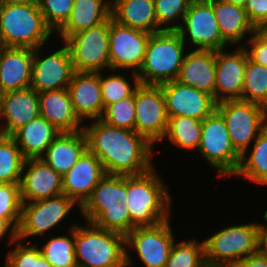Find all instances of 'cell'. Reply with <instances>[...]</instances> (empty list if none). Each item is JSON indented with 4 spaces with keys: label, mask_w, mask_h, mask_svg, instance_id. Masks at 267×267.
I'll return each mask as SVG.
<instances>
[{
    "label": "cell",
    "mask_w": 267,
    "mask_h": 267,
    "mask_svg": "<svg viewBox=\"0 0 267 267\" xmlns=\"http://www.w3.org/2000/svg\"><path fill=\"white\" fill-rule=\"evenodd\" d=\"M175 31L189 50L217 51L229 47L221 37L212 4L208 0H192Z\"/></svg>",
    "instance_id": "4fadbf2b"
},
{
    "label": "cell",
    "mask_w": 267,
    "mask_h": 267,
    "mask_svg": "<svg viewBox=\"0 0 267 267\" xmlns=\"http://www.w3.org/2000/svg\"><path fill=\"white\" fill-rule=\"evenodd\" d=\"M105 174L101 161L87 149L62 177L63 194L81 207Z\"/></svg>",
    "instance_id": "ffe728a7"
},
{
    "label": "cell",
    "mask_w": 267,
    "mask_h": 267,
    "mask_svg": "<svg viewBox=\"0 0 267 267\" xmlns=\"http://www.w3.org/2000/svg\"><path fill=\"white\" fill-rule=\"evenodd\" d=\"M126 198L127 175L105 174L81 206V219L100 229L126 236L131 231Z\"/></svg>",
    "instance_id": "3957f363"
},
{
    "label": "cell",
    "mask_w": 267,
    "mask_h": 267,
    "mask_svg": "<svg viewBox=\"0 0 267 267\" xmlns=\"http://www.w3.org/2000/svg\"><path fill=\"white\" fill-rule=\"evenodd\" d=\"M245 179L251 183L267 186V125L258 134L251 146L241 155L233 178Z\"/></svg>",
    "instance_id": "4dcf8cb0"
},
{
    "label": "cell",
    "mask_w": 267,
    "mask_h": 267,
    "mask_svg": "<svg viewBox=\"0 0 267 267\" xmlns=\"http://www.w3.org/2000/svg\"><path fill=\"white\" fill-rule=\"evenodd\" d=\"M148 32L118 24L109 18V58L110 69L138 73L142 67Z\"/></svg>",
    "instance_id": "2e32d148"
},
{
    "label": "cell",
    "mask_w": 267,
    "mask_h": 267,
    "mask_svg": "<svg viewBox=\"0 0 267 267\" xmlns=\"http://www.w3.org/2000/svg\"><path fill=\"white\" fill-rule=\"evenodd\" d=\"M223 2H226V3H230V4H234V5H237V6H241V7H245L246 3L248 2V0H221Z\"/></svg>",
    "instance_id": "681fc988"
},
{
    "label": "cell",
    "mask_w": 267,
    "mask_h": 267,
    "mask_svg": "<svg viewBox=\"0 0 267 267\" xmlns=\"http://www.w3.org/2000/svg\"><path fill=\"white\" fill-rule=\"evenodd\" d=\"M247 58L243 46H229L216 51V103L242 99Z\"/></svg>",
    "instance_id": "e0dca14e"
},
{
    "label": "cell",
    "mask_w": 267,
    "mask_h": 267,
    "mask_svg": "<svg viewBox=\"0 0 267 267\" xmlns=\"http://www.w3.org/2000/svg\"><path fill=\"white\" fill-rule=\"evenodd\" d=\"M171 222L169 218L157 225L131 230L125 236L126 267H135L138 260L141 267H165L177 237Z\"/></svg>",
    "instance_id": "ba28073f"
},
{
    "label": "cell",
    "mask_w": 267,
    "mask_h": 267,
    "mask_svg": "<svg viewBox=\"0 0 267 267\" xmlns=\"http://www.w3.org/2000/svg\"><path fill=\"white\" fill-rule=\"evenodd\" d=\"M111 16L126 27L148 33L163 31L157 25L153 0H112Z\"/></svg>",
    "instance_id": "f1b7e54d"
},
{
    "label": "cell",
    "mask_w": 267,
    "mask_h": 267,
    "mask_svg": "<svg viewBox=\"0 0 267 267\" xmlns=\"http://www.w3.org/2000/svg\"><path fill=\"white\" fill-rule=\"evenodd\" d=\"M83 223L74 227L78 267H126L125 236Z\"/></svg>",
    "instance_id": "52a82bcc"
},
{
    "label": "cell",
    "mask_w": 267,
    "mask_h": 267,
    "mask_svg": "<svg viewBox=\"0 0 267 267\" xmlns=\"http://www.w3.org/2000/svg\"><path fill=\"white\" fill-rule=\"evenodd\" d=\"M216 51L188 50L176 81L211 95L215 100Z\"/></svg>",
    "instance_id": "603a6c76"
},
{
    "label": "cell",
    "mask_w": 267,
    "mask_h": 267,
    "mask_svg": "<svg viewBox=\"0 0 267 267\" xmlns=\"http://www.w3.org/2000/svg\"><path fill=\"white\" fill-rule=\"evenodd\" d=\"M134 103L135 131L157 147L166 134L169 120L161 87L140 84L134 92Z\"/></svg>",
    "instance_id": "9a60e30c"
},
{
    "label": "cell",
    "mask_w": 267,
    "mask_h": 267,
    "mask_svg": "<svg viewBox=\"0 0 267 267\" xmlns=\"http://www.w3.org/2000/svg\"><path fill=\"white\" fill-rule=\"evenodd\" d=\"M22 203L63 194L62 176L41 158L25 159L19 182Z\"/></svg>",
    "instance_id": "d6986e66"
},
{
    "label": "cell",
    "mask_w": 267,
    "mask_h": 267,
    "mask_svg": "<svg viewBox=\"0 0 267 267\" xmlns=\"http://www.w3.org/2000/svg\"><path fill=\"white\" fill-rule=\"evenodd\" d=\"M78 223V221H72V225H69L68 228H66L68 231L65 233L64 231H60L59 235H56L58 233H55L53 236V232L49 237H41L37 240L38 242L35 239L34 242L39 247L41 254L52 267H78L74 251V227ZM42 238L45 240L44 242L42 241ZM39 241L40 243L42 242L41 244L43 245H41Z\"/></svg>",
    "instance_id": "1f68e13d"
},
{
    "label": "cell",
    "mask_w": 267,
    "mask_h": 267,
    "mask_svg": "<svg viewBox=\"0 0 267 267\" xmlns=\"http://www.w3.org/2000/svg\"><path fill=\"white\" fill-rule=\"evenodd\" d=\"M245 43L243 47L247 52L248 58L257 64L267 67V40L256 31Z\"/></svg>",
    "instance_id": "7bdbcfd3"
},
{
    "label": "cell",
    "mask_w": 267,
    "mask_h": 267,
    "mask_svg": "<svg viewBox=\"0 0 267 267\" xmlns=\"http://www.w3.org/2000/svg\"><path fill=\"white\" fill-rule=\"evenodd\" d=\"M57 43L61 46H55V51L51 47L46 55L44 48H48L47 45L34 49L30 87L38 94L67 89L75 72L67 45L58 39Z\"/></svg>",
    "instance_id": "5bb4252c"
},
{
    "label": "cell",
    "mask_w": 267,
    "mask_h": 267,
    "mask_svg": "<svg viewBox=\"0 0 267 267\" xmlns=\"http://www.w3.org/2000/svg\"><path fill=\"white\" fill-rule=\"evenodd\" d=\"M86 150L87 138L84 130L61 132L41 159L63 177Z\"/></svg>",
    "instance_id": "4316f807"
},
{
    "label": "cell",
    "mask_w": 267,
    "mask_h": 267,
    "mask_svg": "<svg viewBox=\"0 0 267 267\" xmlns=\"http://www.w3.org/2000/svg\"><path fill=\"white\" fill-rule=\"evenodd\" d=\"M233 267H267V258L259 250L237 262Z\"/></svg>",
    "instance_id": "bcb514c9"
},
{
    "label": "cell",
    "mask_w": 267,
    "mask_h": 267,
    "mask_svg": "<svg viewBox=\"0 0 267 267\" xmlns=\"http://www.w3.org/2000/svg\"><path fill=\"white\" fill-rule=\"evenodd\" d=\"M188 50L176 31L151 33L142 67L137 73L140 83L159 86L177 80Z\"/></svg>",
    "instance_id": "8992f818"
},
{
    "label": "cell",
    "mask_w": 267,
    "mask_h": 267,
    "mask_svg": "<svg viewBox=\"0 0 267 267\" xmlns=\"http://www.w3.org/2000/svg\"><path fill=\"white\" fill-rule=\"evenodd\" d=\"M5 239L10 247L18 239V230L8 220L0 218V245Z\"/></svg>",
    "instance_id": "f6af8a7d"
},
{
    "label": "cell",
    "mask_w": 267,
    "mask_h": 267,
    "mask_svg": "<svg viewBox=\"0 0 267 267\" xmlns=\"http://www.w3.org/2000/svg\"><path fill=\"white\" fill-rule=\"evenodd\" d=\"M39 115L38 93L31 87L5 92L0 110V134L12 136Z\"/></svg>",
    "instance_id": "7402d4cb"
},
{
    "label": "cell",
    "mask_w": 267,
    "mask_h": 267,
    "mask_svg": "<svg viewBox=\"0 0 267 267\" xmlns=\"http://www.w3.org/2000/svg\"><path fill=\"white\" fill-rule=\"evenodd\" d=\"M4 91L3 89L0 87V110H1V107H2V102H3V97H4Z\"/></svg>",
    "instance_id": "816d5d0a"
},
{
    "label": "cell",
    "mask_w": 267,
    "mask_h": 267,
    "mask_svg": "<svg viewBox=\"0 0 267 267\" xmlns=\"http://www.w3.org/2000/svg\"><path fill=\"white\" fill-rule=\"evenodd\" d=\"M80 208L73 199L65 194L35 202L22 203L18 240L24 242H31L32 240L33 243L35 238L45 237L46 234V236L51 235L54 229H58L59 234L61 224L70 221L69 217L73 218L72 215L75 216L74 211H79L80 214Z\"/></svg>",
    "instance_id": "9c48e42d"
},
{
    "label": "cell",
    "mask_w": 267,
    "mask_h": 267,
    "mask_svg": "<svg viewBox=\"0 0 267 267\" xmlns=\"http://www.w3.org/2000/svg\"><path fill=\"white\" fill-rule=\"evenodd\" d=\"M111 8V0H74L69 18L55 38L64 42L73 34L103 23L111 17Z\"/></svg>",
    "instance_id": "83f0119b"
},
{
    "label": "cell",
    "mask_w": 267,
    "mask_h": 267,
    "mask_svg": "<svg viewBox=\"0 0 267 267\" xmlns=\"http://www.w3.org/2000/svg\"><path fill=\"white\" fill-rule=\"evenodd\" d=\"M34 49L3 47L0 55V87L4 92L30 87Z\"/></svg>",
    "instance_id": "cb8c5ba5"
},
{
    "label": "cell",
    "mask_w": 267,
    "mask_h": 267,
    "mask_svg": "<svg viewBox=\"0 0 267 267\" xmlns=\"http://www.w3.org/2000/svg\"><path fill=\"white\" fill-rule=\"evenodd\" d=\"M197 154L220 180L232 178L239 167L241 155L233 147L225 121L216 110L202 120Z\"/></svg>",
    "instance_id": "30bf717a"
},
{
    "label": "cell",
    "mask_w": 267,
    "mask_h": 267,
    "mask_svg": "<svg viewBox=\"0 0 267 267\" xmlns=\"http://www.w3.org/2000/svg\"><path fill=\"white\" fill-rule=\"evenodd\" d=\"M157 25L175 31L183 21L192 0H153Z\"/></svg>",
    "instance_id": "f35d334b"
},
{
    "label": "cell",
    "mask_w": 267,
    "mask_h": 267,
    "mask_svg": "<svg viewBox=\"0 0 267 267\" xmlns=\"http://www.w3.org/2000/svg\"><path fill=\"white\" fill-rule=\"evenodd\" d=\"M67 89L74 111L83 123L102 117L104 105L99 73L75 71Z\"/></svg>",
    "instance_id": "44dd1931"
},
{
    "label": "cell",
    "mask_w": 267,
    "mask_h": 267,
    "mask_svg": "<svg viewBox=\"0 0 267 267\" xmlns=\"http://www.w3.org/2000/svg\"><path fill=\"white\" fill-rule=\"evenodd\" d=\"M55 38L37 4L0 6V44L3 47L31 48L50 44Z\"/></svg>",
    "instance_id": "5b68a950"
},
{
    "label": "cell",
    "mask_w": 267,
    "mask_h": 267,
    "mask_svg": "<svg viewBox=\"0 0 267 267\" xmlns=\"http://www.w3.org/2000/svg\"><path fill=\"white\" fill-rule=\"evenodd\" d=\"M257 32L265 39L267 40V23L259 26L257 28Z\"/></svg>",
    "instance_id": "f907efd6"
},
{
    "label": "cell",
    "mask_w": 267,
    "mask_h": 267,
    "mask_svg": "<svg viewBox=\"0 0 267 267\" xmlns=\"http://www.w3.org/2000/svg\"><path fill=\"white\" fill-rule=\"evenodd\" d=\"M24 162L15 139L0 134V183H19Z\"/></svg>",
    "instance_id": "d590c367"
},
{
    "label": "cell",
    "mask_w": 267,
    "mask_h": 267,
    "mask_svg": "<svg viewBox=\"0 0 267 267\" xmlns=\"http://www.w3.org/2000/svg\"><path fill=\"white\" fill-rule=\"evenodd\" d=\"M38 0H0L1 5L9 4H37Z\"/></svg>",
    "instance_id": "c3c4849f"
},
{
    "label": "cell",
    "mask_w": 267,
    "mask_h": 267,
    "mask_svg": "<svg viewBox=\"0 0 267 267\" xmlns=\"http://www.w3.org/2000/svg\"><path fill=\"white\" fill-rule=\"evenodd\" d=\"M21 210L19 183H0V218L8 220L18 230Z\"/></svg>",
    "instance_id": "60d3db41"
},
{
    "label": "cell",
    "mask_w": 267,
    "mask_h": 267,
    "mask_svg": "<svg viewBox=\"0 0 267 267\" xmlns=\"http://www.w3.org/2000/svg\"><path fill=\"white\" fill-rule=\"evenodd\" d=\"M242 100L259 104L267 109V67L247 58Z\"/></svg>",
    "instance_id": "8d00e7d4"
},
{
    "label": "cell",
    "mask_w": 267,
    "mask_h": 267,
    "mask_svg": "<svg viewBox=\"0 0 267 267\" xmlns=\"http://www.w3.org/2000/svg\"><path fill=\"white\" fill-rule=\"evenodd\" d=\"M61 132L39 115L18 129L12 137L25 159L41 158Z\"/></svg>",
    "instance_id": "f546056e"
},
{
    "label": "cell",
    "mask_w": 267,
    "mask_h": 267,
    "mask_svg": "<svg viewBox=\"0 0 267 267\" xmlns=\"http://www.w3.org/2000/svg\"><path fill=\"white\" fill-rule=\"evenodd\" d=\"M31 243L18 239L14 241L6 251L3 267H52L41 254L37 244Z\"/></svg>",
    "instance_id": "74e56055"
},
{
    "label": "cell",
    "mask_w": 267,
    "mask_h": 267,
    "mask_svg": "<svg viewBox=\"0 0 267 267\" xmlns=\"http://www.w3.org/2000/svg\"><path fill=\"white\" fill-rule=\"evenodd\" d=\"M99 80L104 108L132 96L141 84L137 73L112 69L99 72Z\"/></svg>",
    "instance_id": "836d02e7"
},
{
    "label": "cell",
    "mask_w": 267,
    "mask_h": 267,
    "mask_svg": "<svg viewBox=\"0 0 267 267\" xmlns=\"http://www.w3.org/2000/svg\"><path fill=\"white\" fill-rule=\"evenodd\" d=\"M244 9L256 29L267 23V0H248Z\"/></svg>",
    "instance_id": "ee69618b"
},
{
    "label": "cell",
    "mask_w": 267,
    "mask_h": 267,
    "mask_svg": "<svg viewBox=\"0 0 267 267\" xmlns=\"http://www.w3.org/2000/svg\"><path fill=\"white\" fill-rule=\"evenodd\" d=\"M87 149L102 163L108 175H138L155 166L154 150L136 131L111 126L101 119L84 123Z\"/></svg>",
    "instance_id": "6da1fadb"
},
{
    "label": "cell",
    "mask_w": 267,
    "mask_h": 267,
    "mask_svg": "<svg viewBox=\"0 0 267 267\" xmlns=\"http://www.w3.org/2000/svg\"><path fill=\"white\" fill-rule=\"evenodd\" d=\"M159 86L165 97L168 117L187 116L202 121L216 110L214 98L198 89L176 80Z\"/></svg>",
    "instance_id": "ac0fdd59"
},
{
    "label": "cell",
    "mask_w": 267,
    "mask_h": 267,
    "mask_svg": "<svg viewBox=\"0 0 267 267\" xmlns=\"http://www.w3.org/2000/svg\"><path fill=\"white\" fill-rule=\"evenodd\" d=\"M199 239L176 240L165 267H207L204 240Z\"/></svg>",
    "instance_id": "e575fe53"
},
{
    "label": "cell",
    "mask_w": 267,
    "mask_h": 267,
    "mask_svg": "<svg viewBox=\"0 0 267 267\" xmlns=\"http://www.w3.org/2000/svg\"><path fill=\"white\" fill-rule=\"evenodd\" d=\"M2 48H3V46L0 44V55H1Z\"/></svg>",
    "instance_id": "f5cc1de1"
},
{
    "label": "cell",
    "mask_w": 267,
    "mask_h": 267,
    "mask_svg": "<svg viewBox=\"0 0 267 267\" xmlns=\"http://www.w3.org/2000/svg\"><path fill=\"white\" fill-rule=\"evenodd\" d=\"M216 111L223 117L231 143L240 155L267 125V109L242 99L217 103Z\"/></svg>",
    "instance_id": "8fae6325"
},
{
    "label": "cell",
    "mask_w": 267,
    "mask_h": 267,
    "mask_svg": "<svg viewBox=\"0 0 267 267\" xmlns=\"http://www.w3.org/2000/svg\"><path fill=\"white\" fill-rule=\"evenodd\" d=\"M168 128L160 144L168 142L183 152H197L201 139L202 121L187 117H168Z\"/></svg>",
    "instance_id": "d6a6232c"
},
{
    "label": "cell",
    "mask_w": 267,
    "mask_h": 267,
    "mask_svg": "<svg viewBox=\"0 0 267 267\" xmlns=\"http://www.w3.org/2000/svg\"><path fill=\"white\" fill-rule=\"evenodd\" d=\"M259 250L267 258V218L264 220L261 231H260Z\"/></svg>",
    "instance_id": "7dc6e473"
},
{
    "label": "cell",
    "mask_w": 267,
    "mask_h": 267,
    "mask_svg": "<svg viewBox=\"0 0 267 267\" xmlns=\"http://www.w3.org/2000/svg\"><path fill=\"white\" fill-rule=\"evenodd\" d=\"M40 115L60 132L83 130L84 123L76 115L68 89L38 94Z\"/></svg>",
    "instance_id": "484cf974"
},
{
    "label": "cell",
    "mask_w": 267,
    "mask_h": 267,
    "mask_svg": "<svg viewBox=\"0 0 267 267\" xmlns=\"http://www.w3.org/2000/svg\"><path fill=\"white\" fill-rule=\"evenodd\" d=\"M67 45L76 72L99 73L110 70L109 19L68 37Z\"/></svg>",
    "instance_id": "7c38bea8"
},
{
    "label": "cell",
    "mask_w": 267,
    "mask_h": 267,
    "mask_svg": "<svg viewBox=\"0 0 267 267\" xmlns=\"http://www.w3.org/2000/svg\"><path fill=\"white\" fill-rule=\"evenodd\" d=\"M155 165L138 175H127V209L131 230L138 226H153L172 218L173 197L165 177ZM159 173V174H158Z\"/></svg>",
    "instance_id": "7a4b0ae2"
},
{
    "label": "cell",
    "mask_w": 267,
    "mask_h": 267,
    "mask_svg": "<svg viewBox=\"0 0 267 267\" xmlns=\"http://www.w3.org/2000/svg\"><path fill=\"white\" fill-rule=\"evenodd\" d=\"M208 1L212 4L221 37L230 47L243 46L245 41L257 31L243 7L221 0Z\"/></svg>",
    "instance_id": "d4e9b609"
},
{
    "label": "cell",
    "mask_w": 267,
    "mask_h": 267,
    "mask_svg": "<svg viewBox=\"0 0 267 267\" xmlns=\"http://www.w3.org/2000/svg\"><path fill=\"white\" fill-rule=\"evenodd\" d=\"M260 222L249 221L219 228L204 239L205 261L210 267H233L237 262L259 251L260 231L267 210Z\"/></svg>",
    "instance_id": "277c9868"
},
{
    "label": "cell",
    "mask_w": 267,
    "mask_h": 267,
    "mask_svg": "<svg viewBox=\"0 0 267 267\" xmlns=\"http://www.w3.org/2000/svg\"><path fill=\"white\" fill-rule=\"evenodd\" d=\"M46 25L55 34L68 20L74 0H38Z\"/></svg>",
    "instance_id": "b9f144b4"
},
{
    "label": "cell",
    "mask_w": 267,
    "mask_h": 267,
    "mask_svg": "<svg viewBox=\"0 0 267 267\" xmlns=\"http://www.w3.org/2000/svg\"><path fill=\"white\" fill-rule=\"evenodd\" d=\"M100 119L111 126L135 131L134 94L116 103L107 105Z\"/></svg>",
    "instance_id": "ab89813d"
}]
</instances>
